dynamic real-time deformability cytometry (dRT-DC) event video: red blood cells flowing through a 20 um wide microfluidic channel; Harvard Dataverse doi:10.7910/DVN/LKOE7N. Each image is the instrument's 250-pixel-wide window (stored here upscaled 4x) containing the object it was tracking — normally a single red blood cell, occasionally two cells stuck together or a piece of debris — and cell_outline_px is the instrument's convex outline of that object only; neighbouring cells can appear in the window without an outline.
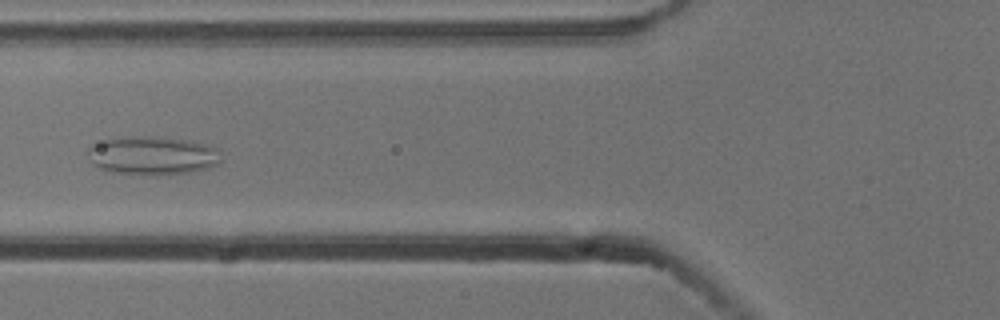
{"species": "common noctule bat (a hibernating species)", "species_latin": "Nyctalus noctula", "temperature_condition": "cold", "stored_images_in_passage": 37, "segment_of_instrument_passage": [1, 2], "camera_frame_rate_fps": 3000, "um_per_image_px": 0.085, "animal": {"sex": "male", "body_mass_g": 13.3}, "frame": {"image": 1, "passage_image": 6, "time_ms": 1.667, "image_size_px": [1000, 320], "cell_outline_px": [[220, 160], [216, 164], [208, 168], [192, 172], [160, 176], [144, 176], [104, 172], [88, 160], [88, 148], [108, 140], [124, 136], [184, 140], [216, 148]], "centroid_in_image_um": [12.89, 13.29], "position_along_channel_um": 112.9, "area_um2": 29.65}}
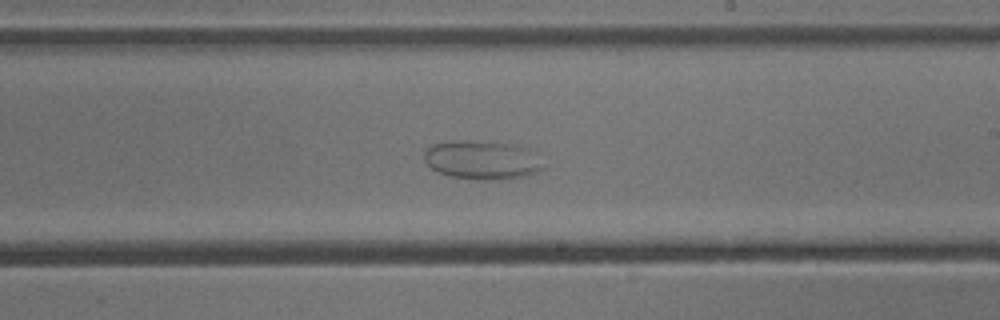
{"frame": {"image": 2, "passage_image": 17, "time_ms": 5.333, "image_size_px": [1000, 320], "cell_outline_px": [[544, 168], [536, 172], [524, 176], [500, 180], [476, 180], [452, 176], [440, 172], [432, 168], [424, 160], [424, 152], [432, 144], [456, 140], [460, 140], [504, 144], [524, 148]], "centroid_in_image_um": [40.87, 13.63], "position_along_channel_um": 248.1, "area_um2": 25.95}}
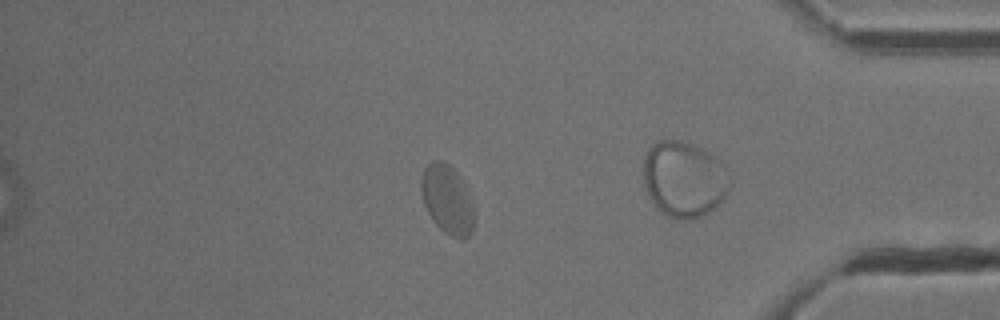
{"frame": {"image": 3, "passage_image": 28, "time_ms": 9.0, "image_size_px": [1000, 320], "cell_outline_px": [[476, 216], [472, 232], [464, 240], [460, 240], [444, 232], [436, 224], [428, 212], [424, 204], [420, 188], [420, 180], [424, 168], [432, 160], [440, 160], [448, 164], [464, 180], [476, 212]], "centroid_in_image_um": [38.05, 16.97], "position_along_channel_um": 397.1, "area_um2": 21.79}}